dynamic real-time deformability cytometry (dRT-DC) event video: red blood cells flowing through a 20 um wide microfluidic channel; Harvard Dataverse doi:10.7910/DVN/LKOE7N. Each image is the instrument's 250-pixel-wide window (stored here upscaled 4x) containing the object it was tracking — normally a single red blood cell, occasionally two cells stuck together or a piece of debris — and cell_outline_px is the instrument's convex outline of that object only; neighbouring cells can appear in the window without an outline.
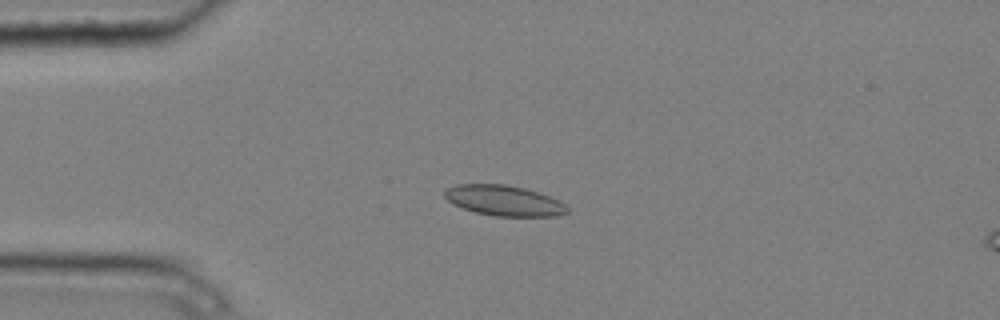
{"species": "common noctule bat (a hibernating species)", "species_latin": "Nyctalus noctula", "temperature_condition": "cold", "stored_images_in_passage": 10, "camera_frame_rate_fps": 3000, "um_per_image_px": 0.085, "animal": {"sex": "male", "body_mass_g": 20.4}, "frame": {"image": 1, "passage_image": 4, "time_ms": 1.0, "image_size_px": [1000, 320], "cell_outline_px": [[568, 212], [556, 216], [492, 216], [476, 212], [452, 204], [444, 196], [444, 192], [448, 188], [456, 184], [504, 184], [524, 188], [560, 200], [568, 208]], "centroid_in_image_um": [42.83, 17.05], "position_along_channel_um": 42.2, "area_um2": 21.62}}
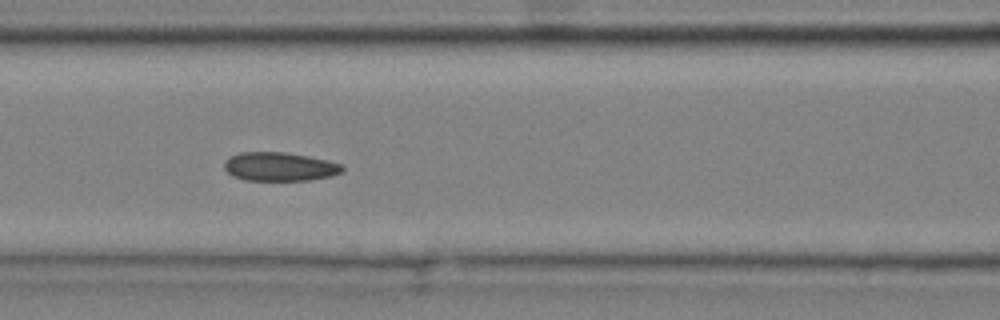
{"frame": {"image": 2, "passage_image": 7, "time_ms": 2.0, "image_size_px": [1000, 320], "cell_outline_px": [[344, 172], [332, 176], [308, 180], [244, 180], [232, 176], [224, 168], [224, 160], [228, 156], [240, 152], [284, 152], [308, 156], [328, 160], [344, 164]], "centroid_in_image_um": [23.78, 14.16], "position_along_channel_um": 142.8, "area_um2": 20.06}}
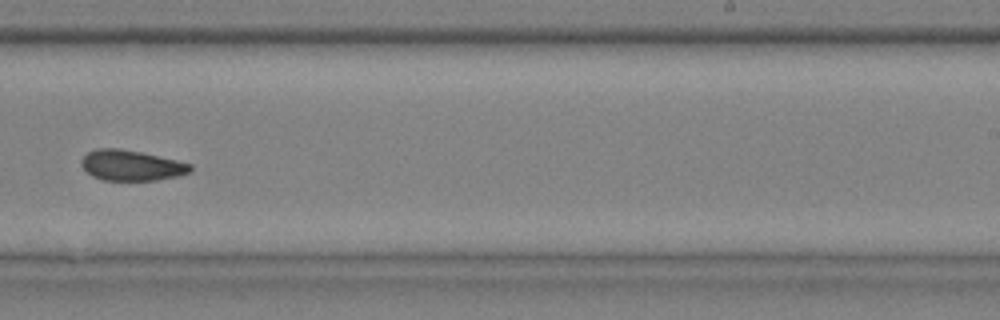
{"frame": {"image": 3, "passage_image": 10, "time_ms": 3.0, "image_size_px": [1000, 320], "cell_outline_px": [[192, 172], [180, 176], [156, 180], [104, 180], [92, 176], [80, 164], [80, 160], [88, 152], [96, 148], [120, 148], [140, 152], [176, 160], [192, 164]], "centroid_in_image_um": [11.18, 14.06], "position_along_channel_um": 277.8, "area_um2": 19.42}}